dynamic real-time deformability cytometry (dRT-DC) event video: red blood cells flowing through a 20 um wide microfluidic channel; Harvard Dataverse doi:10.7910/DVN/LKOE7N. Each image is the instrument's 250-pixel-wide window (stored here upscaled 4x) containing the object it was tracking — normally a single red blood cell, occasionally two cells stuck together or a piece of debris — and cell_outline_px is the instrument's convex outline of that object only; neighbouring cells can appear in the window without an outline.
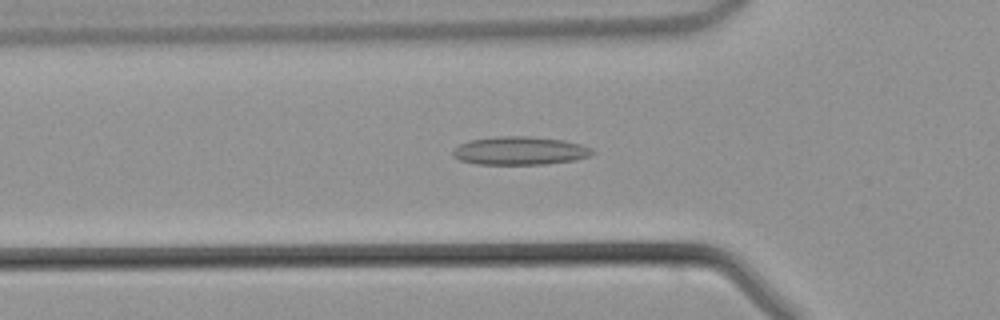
{"species": "common noctule bat (a hibernating species)", "species_latin": "Nyctalus noctula", "temperature_condition": "warm", "stored_images_in_passage": 44, "camera_frame_rate_fps": 3000, "um_per_image_px": 0.085, "animal": {"sex": "male", "body_mass_g": 21.5, "forearm_length_mm": 52.0}, "frame": {"image": 1, "passage_image": 14, "time_ms": 4.333, "image_size_px": [1000, 320], "cell_outline_px": [[596, 152], [592, 156], [572, 160], [548, 164], [476, 164], [460, 160], [452, 156], [452, 152], [460, 144], [468, 140], [496, 136], [528, 136], [564, 140], [580, 144], [592, 148]], "centroid_in_image_um": [44.2, 12.81], "position_along_channel_um": 81.6, "area_um2": 23.12}}
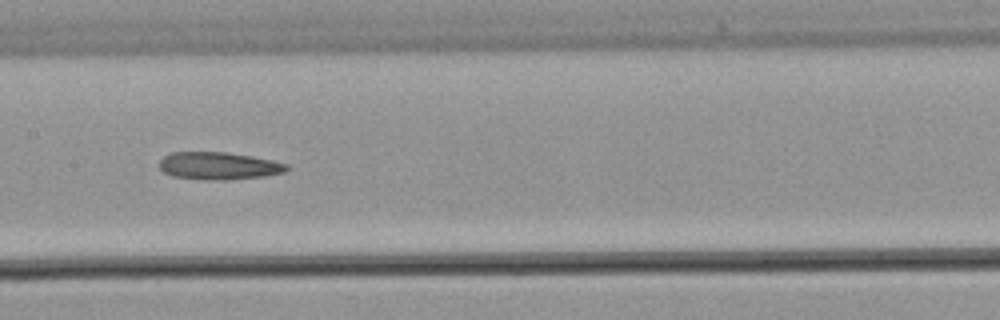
{"frame": {"image": 2, "passage_image": 21, "time_ms": 6.667, "image_size_px": [1000, 320], "cell_outline_px": [[292, 168], [288, 172], [264, 176], [228, 180], [200, 180], [172, 176], [164, 172], [160, 168], [160, 160], [164, 156], [172, 152], [224, 152], [252, 156], [272, 160], [288, 164]], "centroid_in_image_um": [18.64, 14.11], "position_along_channel_um": 188.8, "area_um2": 20.69}}
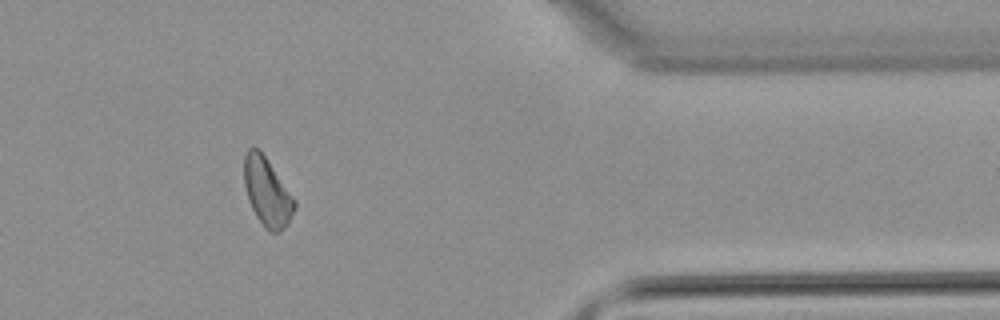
{"frame": {"image": 3, "passage_image": 36, "time_ms": 11.667, "image_size_px": [1000, 320], "cell_outline_px": [[296, 208], [288, 224], [280, 232], [268, 232], [264, 228], [256, 216], [248, 200], [244, 184], [244, 152], [248, 148], [260, 148], [296, 200]], "centroid_in_image_um": [22.71, 16.32], "position_along_channel_um": 388.7, "area_um2": 20.4}}